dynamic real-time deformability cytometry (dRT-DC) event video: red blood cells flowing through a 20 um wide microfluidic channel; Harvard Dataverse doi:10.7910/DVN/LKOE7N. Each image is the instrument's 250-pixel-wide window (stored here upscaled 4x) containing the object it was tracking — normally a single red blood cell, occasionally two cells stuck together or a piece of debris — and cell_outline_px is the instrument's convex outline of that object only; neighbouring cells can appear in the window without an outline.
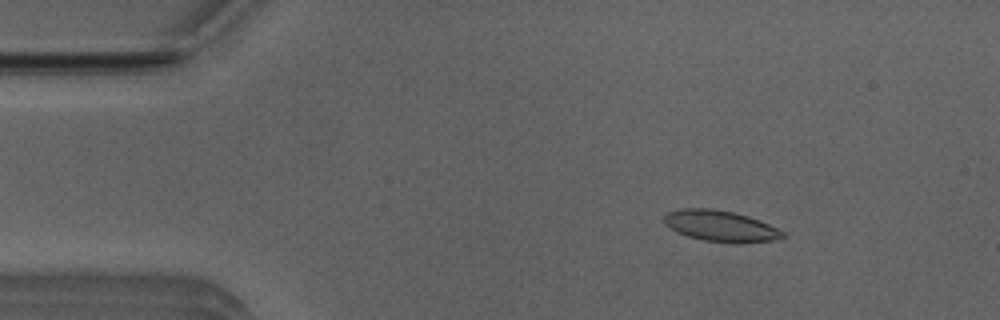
{"species": "Egyptian fruit bat (a non-hibernating species)", "species_latin": "Rousettus aegyptiacus", "temperature_condition": "room temperature", "stored_images_in_passage": 35, "camera_frame_rate_fps": 3000, "um_per_image_px": 0.085, "animal": {"sex": "male"}, "frame": {"image": 1, "passage_image": 7, "time_ms": 2.0, "image_size_px": [1000, 320], "cell_outline_px": [[788, 236], [772, 240], [704, 240], [688, 236], [664, 224], [664, 216], [668, 212], [684, 208], [712, 208], [732, 212], [748, 216], [760, 220], [784, 232]], "centroid_in_image_um": [61.21, 19.15], "position_along_channel_um": 23.8, "area_um2": 20.35}}
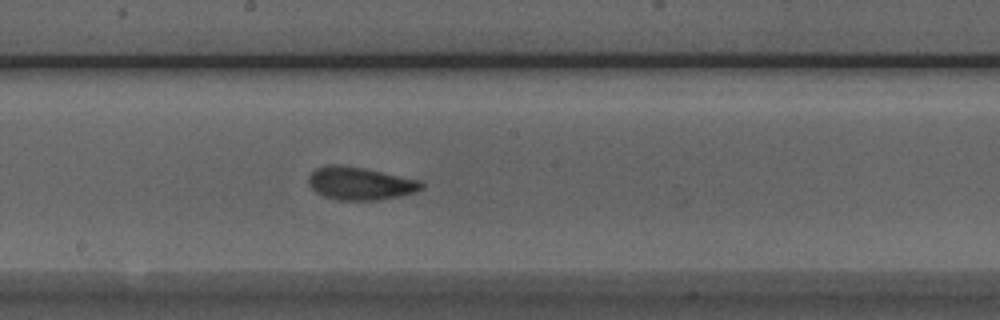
{"frame": {"image": 2, "passage_image": 27, "time_ms": 8.667, "image_size_px": [1000, 320], "cell_outline_px": [[424, 188], [416, 192], [400, 196], [380, 200], [336, 200], [324, 196], [316, 192], [308, 184], [308, 176], [316, 168], [328, 164], [340, 164], [364, 168], [420, 180], [424, 184]], "centroid_in_image_um": [30.61, 15.59], "position_along_channel_um": 217.6, "area_um2": 21.85}}
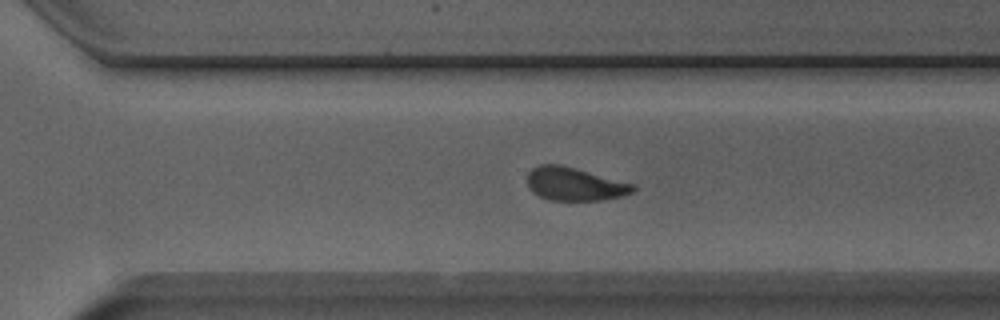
{"frame": {"image": 3, "passage_image": 35, "time_ms": 11.333, "image_size_px": [1000, 320], "cell_outline_px": [[636, 188], [632, 192], [620, 196], [600, 200], [548, 200], [532, 192], [528, 188], [528, 172], [532, 168], [540, 164], [560, 164], [576, 168], [632, 184]], "centroid_in_image_um": [48.78, 15.64], "position_along_channel_um": 321.8, "area_um2": 20.23}}